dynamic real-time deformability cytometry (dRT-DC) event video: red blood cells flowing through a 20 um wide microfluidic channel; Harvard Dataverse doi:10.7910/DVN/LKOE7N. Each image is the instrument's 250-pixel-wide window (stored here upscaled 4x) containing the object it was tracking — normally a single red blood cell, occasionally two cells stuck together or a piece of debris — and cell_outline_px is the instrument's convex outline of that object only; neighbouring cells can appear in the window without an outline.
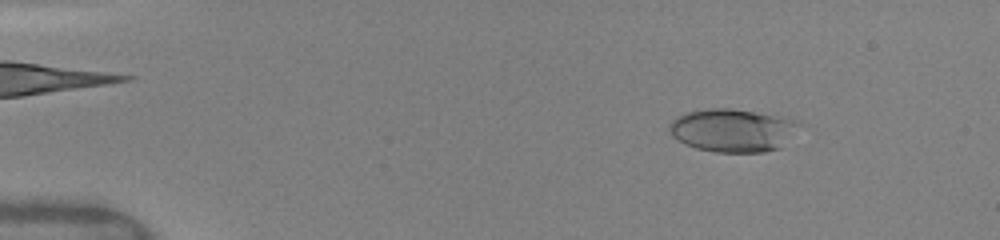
{"species": "human", "species_latin": "Homo sapiens", "temperature_condition": "warm", "stored_images_in_passage": 14, "camera_frame_rate_fps": 3000, "um_per_image_px": 0.085, "donor": {"sex": "female"}, "frame": {"image": 1, "passage_image": 5, "time_ms": 2.0, "image_size_px": [1000, 240], "cell_outline_px": [[800, 124], [780, 148], [764, 152], [716, 152], [696, 148], [684, 144], [672, 136], [668, 128], [668, 124], [676, 116], [688, 112], [708, 108], [732, 108], [788, 116], [800, 120]], "centroid_in_image_um": [62.28, 11.05], "position_along_channel_um": 22.7, "area_um2": 33.0}}
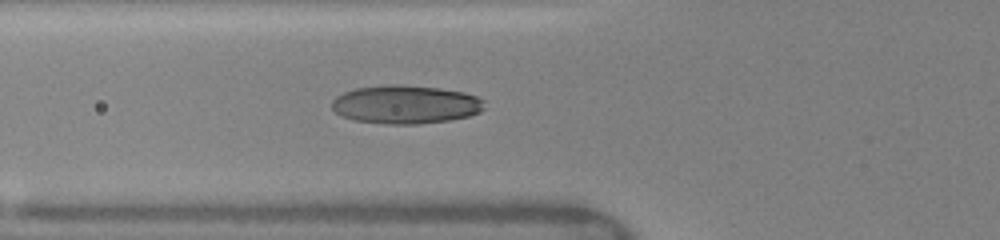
{"frame": {"image": 2, "passage_image": 12, "time_ms": 6.0, "image_size_px": [1000, 240], "cell_outline_px": [[484, 108], [480, 112], [468, 116], [448, 120], [416, 124], [388, 124], [356, 120], [344, 116], [336, 112], [332, 108], [332, 100], [336, 96], [344, 92], [356, 88], [384, 84], [400, 84], [440, 88], [464, 92], [476, 96], [484, 100]], "centroid_in_image_um": [34.48, 8.86], "position_along_channel_um": 91.3, "area_um2": 34.16}}
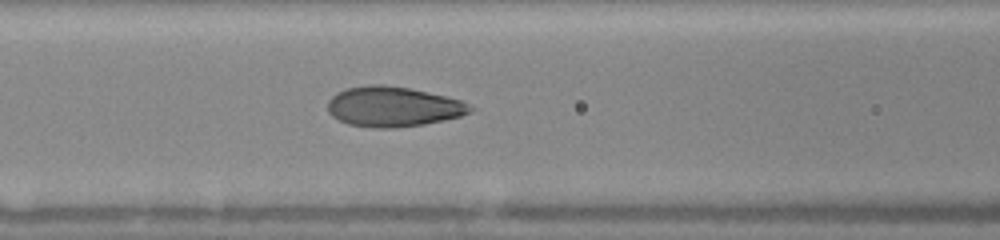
{"frame": {"image": 3, "passage_image": 14, "time_ms": 7.0, "image_size_px": [1000, 240], "cell_outline_px": [[476, 108], [472, 112], [460, 116], [444, 120], [424, 124], [396, 128], [372, 128], [348, 124], [332, 116], [328, 112], [328, 100], [336, 92], [348, 88], [372, 84], [380, 84], [408, 88], [444, 96], [460, 100]], "centroid_in_image_um": [33.41, 9.08], "position_along_channel_um": 133.2, "area_um2": 33.23}}